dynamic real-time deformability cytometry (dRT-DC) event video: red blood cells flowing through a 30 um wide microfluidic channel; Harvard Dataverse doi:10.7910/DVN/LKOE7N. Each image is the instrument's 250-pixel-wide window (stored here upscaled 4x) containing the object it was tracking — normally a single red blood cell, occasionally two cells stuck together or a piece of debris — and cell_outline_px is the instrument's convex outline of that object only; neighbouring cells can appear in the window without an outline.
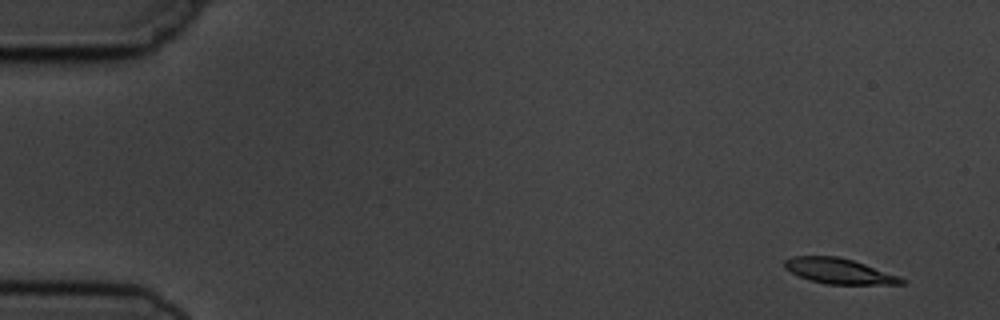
{"species": "common noctule bat (a hibernating species)", "species_latin": "Nyctalus noctula", "temperature_condition": "cold", "stored_images_in_passage": 4, "camera_frame_rate_fps": 3000, "um_per_image_px": 0.085, "animal": {"sex": "male", "body_mass_g": 19.5, "forearm_length_mm": 54.6}, "frame": {"image": 1, "passage_image": 1, "time_ms": 0.0, "image_size_px": [1000, 320], "cell_outline_px": [[908, 280], [904, 284], [824, 284], [808, 280], [784, 268], [784, 260], [792, 256], [836, 256], [852, 260], [900, 276]], "centroid_in_image_um": [71.32, 23.05], "position_along_channel_um": 13.7, "area_um2": 17.28}}
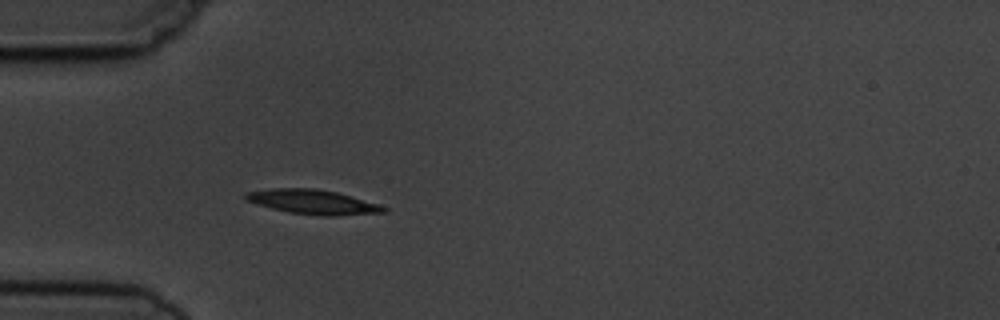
{"frame": {"image": 2, "passage_image": 4, "time_ms": 4.333, "image_size_px": [1000, 320], "cell_outline_px": [[388, 212], [336, 216], [324, 216], [288, 212], [272, 208], [244, 200], [244, 192], [272, 188], [316, 188], [336, 192], [380, 204], [388, 208]], "centroid_in_image_um": [26.6, 17.16], "position_along_channel_um": 58.4, "area_um2": 19.83}}